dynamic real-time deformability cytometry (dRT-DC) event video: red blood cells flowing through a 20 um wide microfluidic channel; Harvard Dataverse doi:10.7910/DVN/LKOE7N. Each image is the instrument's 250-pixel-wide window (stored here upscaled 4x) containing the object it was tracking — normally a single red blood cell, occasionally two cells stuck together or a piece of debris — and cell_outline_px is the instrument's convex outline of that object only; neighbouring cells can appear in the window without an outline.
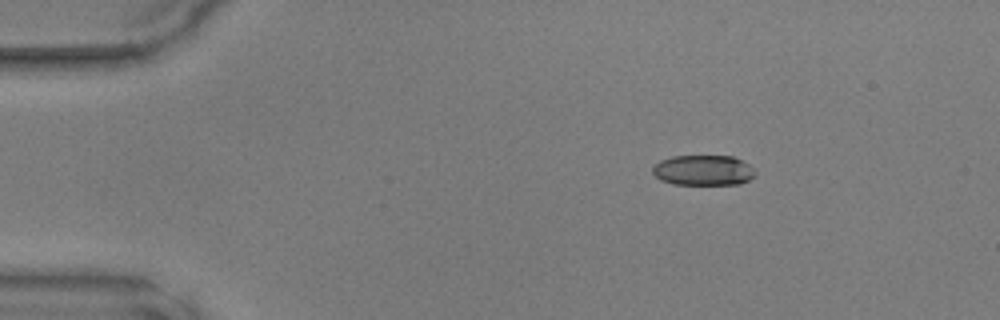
{"species": "common noctule bat (a hibernating species)", "species_latin": "Nyctalus noctula", "temperature_condition": "warm", "stored_images_in_passage": 42, "camera_frame_rate_fps": 3000, "um_per_image_px": 0.085, "animal": {"sex": "male", "body_mass_g": 17.9, "forearm_length_mm": 54.2}, "frame": {"image": 1, "passage_image": 1, "time_ms": 0.0, "image_size_px": [1000, 320], "cell_outline_px": [[756, 176], [740, 184], [672, 184], [660, 180], [652, 172], [652, 168], [660, 160], [672, 156], [732, 156], [748, 164], [756, 172]], "centroid_in_image_um": [59.77, 14.48], "position_along_channel_um": 25.2, "area_um2": 18.15}}
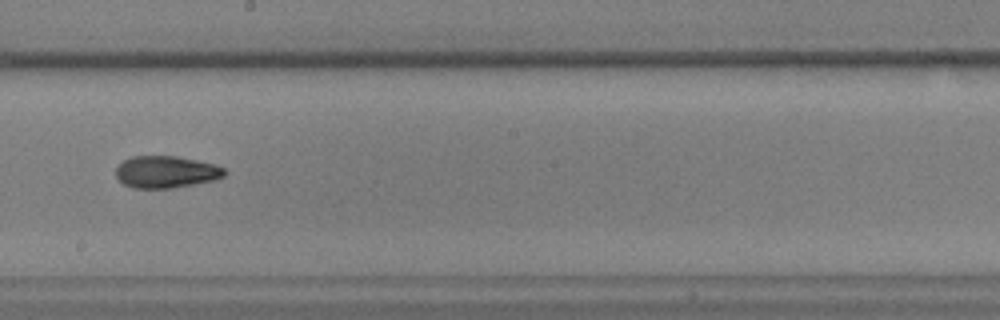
{"frame": {"image": 2, "passage_image": 21, "time_ms": 6.667, "image_size_px": [1000, 320], "cell_outline_px": [[224, 176], [212, 180], [172, 188], [132, 188], [124, 184], [116, 176], [116, 168], [124, 160], [132, 156], [176, 156], [216, 164], [224, 168]], "centroid_in_image_um": [14.09, 14.61], "position_along_channel_um": 234.1, "area_um2": 20.06}}
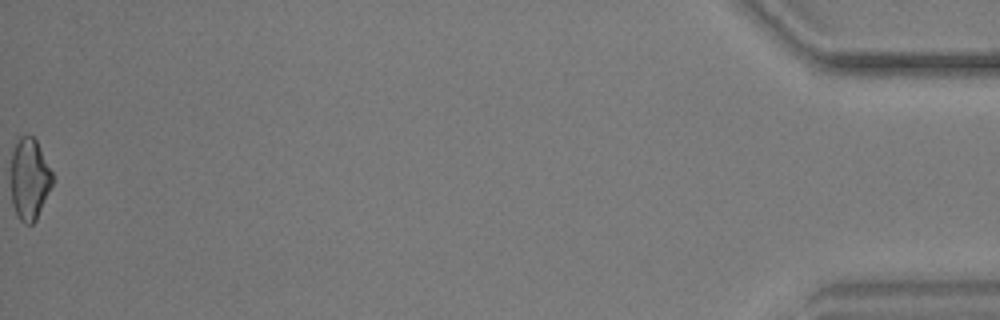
{"frame": {"image": 3, "passage_image": 42, "time_ms": 13.667, "image_size_px": [1000, 320], "cell_outline_px": [[52, 184], [36, 220], [32, 224], [24, 224], [16, 216], [12, 204], [12, 152], [20, 136], [32, 136], [36, 140], [52, 172]], "centroid_in_image_um": [2.5, 15.25], "position_along_channel_um": 432.7, "area_um2": 19.36}}